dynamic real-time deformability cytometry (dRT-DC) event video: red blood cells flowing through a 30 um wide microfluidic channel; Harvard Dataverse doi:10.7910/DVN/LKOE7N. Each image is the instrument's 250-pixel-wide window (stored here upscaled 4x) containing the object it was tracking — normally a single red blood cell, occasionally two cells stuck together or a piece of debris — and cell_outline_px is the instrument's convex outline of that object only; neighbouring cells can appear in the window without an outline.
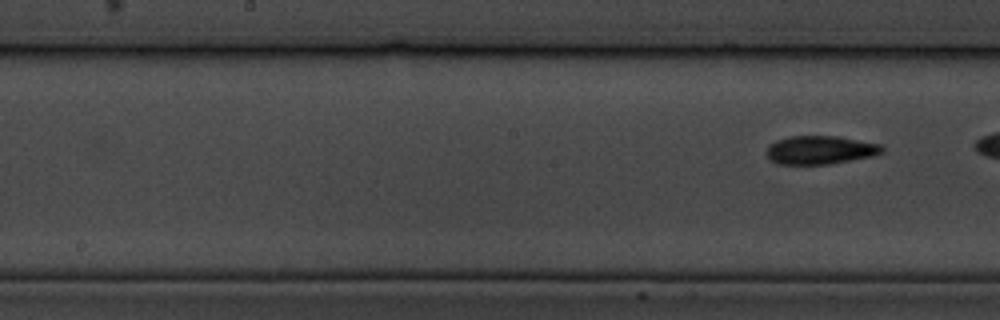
{"species": "common noctule bat (a hibernating species)", "species_latin": "Nyctalus noctula", "temperature_condition": "cold", "stored_images_in_passage": 7, "segment_of_instrument_passage": [2, 2], "camera_frame_rate_fps": 3000, "um_per_image_px": 0.085, "animal": {"sex": "male", "body_mass_g": 19.5, "forearm_length_mm": 54.6}, "frame": {"image": 1, "passage_image": 7, "time_ms": 8.0, "image_size_px": [1000, 320], "cell_outline_px": [[884, 152], [872, 156], [828, 164], [776, 164], [768, 160], [764, 152], [776, 140], [792, 136], [836, 136], [880, 144], [884, 148]], "centroid_in_image_um": [69.68, 12.76], "position_along_channel_um": 178.5, "area_um2": 19.13}}